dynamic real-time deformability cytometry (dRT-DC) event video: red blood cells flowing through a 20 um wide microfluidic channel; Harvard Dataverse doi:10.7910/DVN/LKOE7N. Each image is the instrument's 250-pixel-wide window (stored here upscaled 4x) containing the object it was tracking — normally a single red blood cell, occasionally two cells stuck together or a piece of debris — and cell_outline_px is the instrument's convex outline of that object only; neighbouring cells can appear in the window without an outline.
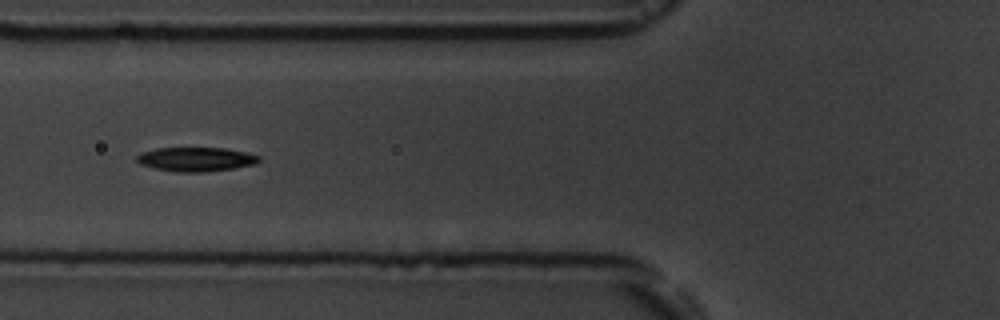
{"species": "common noctule bat (a hibernating species)", "species_latin": "Nyctalus noctula", "temperature_condition": "room temperature", "stored_images_in_passage": 8, "camera_frame_rate_fps": 3000, "um_per_image_px": 0.085, "animal": {"sex": "male", "body_mass_g": 19.5, "forearm_length_mm": 54.6}, "frame": {"image": 1, "passage_image": 7, "time_ms": 7.0, "image_size_px": [1000, 320], "cell_outline_px": [[260, 160], [256, 164], [232, 168], [204, 172], [176, 172], [156, 168], [140, 164], [136, 160], [136, 156], [140, 152], [156, 148], [224, 148], [244, 152], [260, 156]], "centroid_in_image_um": [16.63, 13.53], "position_along_channel_um": 109.2, "area_um2": 17.11}}
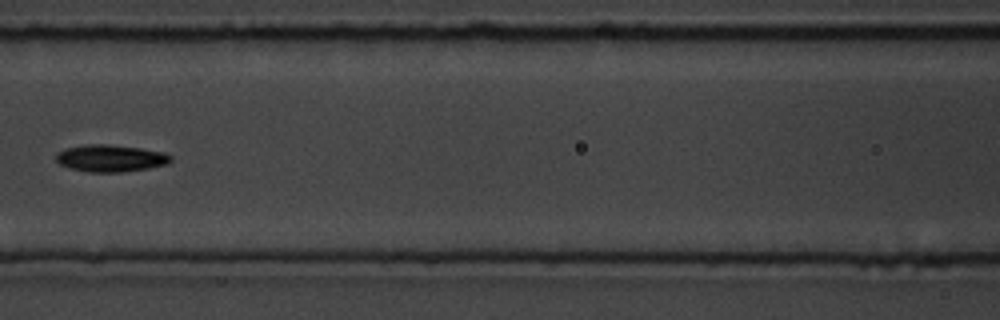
{"frame": {"image": 2, "passage_image": 8, "time_ms": 8.333, "image_size_px": [1000, 320], "cell_outline_px": [[172, 160], [168, 164], [148, 168], [124, 172], [88, 172], [72, 168], [60, 164], [56, 160], [56, 152], [64, 148], [84, 144], [108, 144], [140, 148], [164, 152], [172, 156]], "centroid_in_image_um": [9.4, 13.44], "position_along_channel_um": 157.2, "area_um2": 18.21}}